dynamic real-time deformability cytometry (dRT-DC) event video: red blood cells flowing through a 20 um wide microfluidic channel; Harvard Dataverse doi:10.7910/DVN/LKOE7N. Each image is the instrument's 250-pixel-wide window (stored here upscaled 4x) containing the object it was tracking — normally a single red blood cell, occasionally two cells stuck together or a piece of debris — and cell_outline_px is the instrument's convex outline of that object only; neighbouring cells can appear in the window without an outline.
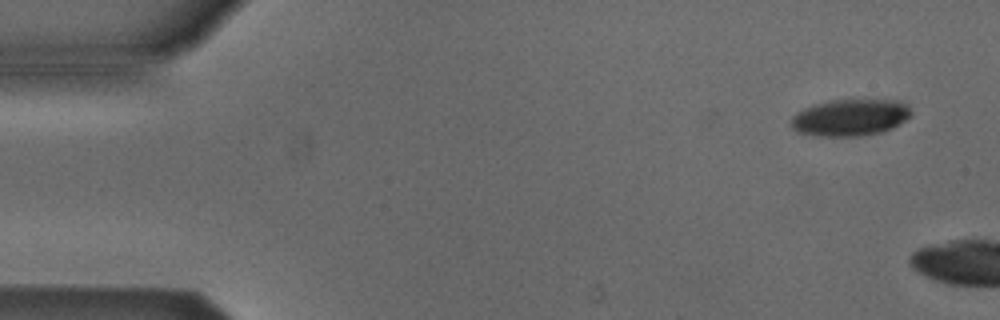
{"species": "Egyptian fruit bat (a non-hibernating species)", "species_latin": "Rousettus aegyptiacus", "temperature_condition": "cold", "stored_images_in_passage": 2, "camera_frame_rate_fps": 3000, "um_per_image_px": 0.085, "animal": {"sex": "male"}, "frame": {"image": 1, "passage_image": 2, "time_ms": 1.0, "image_size_px": [1000, 320], "cell_outline_px": [[912, 116], [900, 124], [892, 128], [880, 132], [860, 136], [816, 136], [796, 132], [792, 128], [792, 116], [796, 112], [812, 104], [828, 100], [900, 100], [908, 104], [912, 112]], "centroid_in_image_um": [72.28, 9.98], "position_along_channel_um": 12.7, "area_um2": 26.07}}